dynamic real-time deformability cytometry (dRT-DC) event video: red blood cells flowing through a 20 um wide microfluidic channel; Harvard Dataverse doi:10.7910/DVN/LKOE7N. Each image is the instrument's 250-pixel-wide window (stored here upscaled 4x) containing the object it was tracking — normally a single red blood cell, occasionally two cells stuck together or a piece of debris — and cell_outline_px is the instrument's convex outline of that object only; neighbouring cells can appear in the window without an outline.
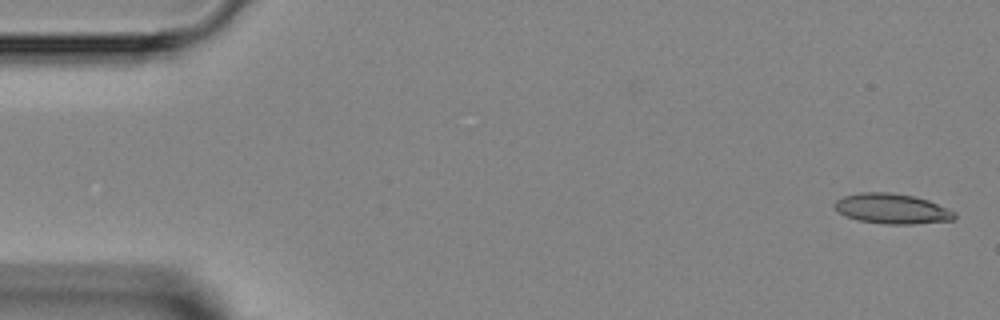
{"species": "Egyptian fruit bat (a non-hibernating species)", "species_latin": "Rousettus aegyptiacus", "temperature_condition": "room temperature", "stored_images_in_passage": 5, "camera_frame_rate_fps": 3000, "um_per_image_px": 0.085, "animal": {"sex": "female"}, "frame": {"image": 1, "passage_image": 1, "time_ms": 0.0, "image_size_px": [1000, 320], "cell_outline_px": [[956, 216], [952, 220], [912, 224], [884, 224], [856, 220], [844, 216], [832, 204], [836, 200], [844, 196], [860, 192], [888, 192], [916, 196], [928, 200], [956, 212]], "centroid_in_image_um": [75.8, 17.74], "position_along_channel_um": 9.2, "area_um2": 21.15}}
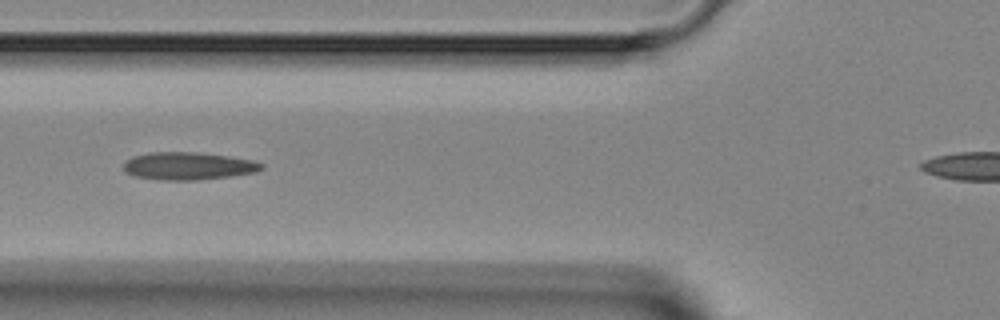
{"frame": {"image": 2, "passage_image": 5, "time_ms": 5.333, "image_size_px": [1000, 320], "cell_outline_px": [[264, 168], [256, 172], [228, 176], [196, 180], [160, 180], [136, 176], [124, 172], [124, 164], [132, 156], [148, 152], [196, 152], [252, 160], [264, 164]], "centroid_in_image_um": [15.97, 14.11], "position_along_channel_um": 109.8, "area_um2": 22.02}}